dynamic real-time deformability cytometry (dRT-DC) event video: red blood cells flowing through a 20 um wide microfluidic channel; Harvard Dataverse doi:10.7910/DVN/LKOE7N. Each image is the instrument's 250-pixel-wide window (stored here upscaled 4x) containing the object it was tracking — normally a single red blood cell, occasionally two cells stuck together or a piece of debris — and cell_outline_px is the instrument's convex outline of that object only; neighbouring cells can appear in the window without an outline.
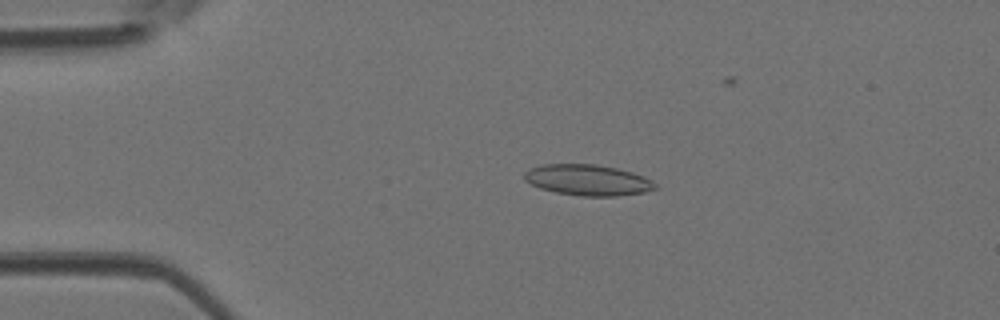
{"species": "Egyptian fruit bat (a non-hibernating species)", "species_latin": "Rousettus aegyptiacus", "temperature_condition": "room temperature", "stored_images_in_passage": 39, "camera_frame_rate_fps": 3000, "um_per_image_px": 0.085, "animal": {"sex": "female"}, "frame": {"image": 1, "passage_image": 9, "time_ms": 2.667, "image_size_px": [1000, 320], "cell_outline_px": [[656, 188], [644, 192], [616, 196], [580, 196], [556, 192], [540, 188], [524, 180], [524, 172], [532, 168], [544, 164], [596, 164], [616, 168], [632, 172], [644, 176], [652, 180], [656, 184]], "centroid_in_image_um": [49.97, 15.3], "position_along_channel_um": 35.0, "area_um2": 23.47}}
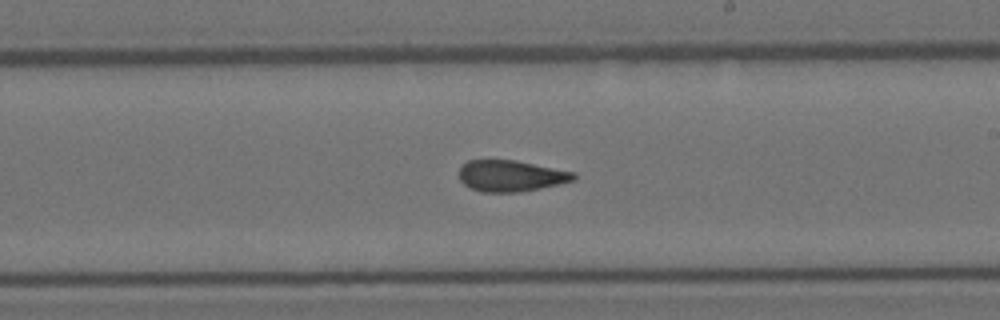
{"frame": {"image": 2, "passage_image": 26, "time_ms": 8.333, "image_size_px": [1000, 320], "cell_outline_px": [[576, 176], [572, 180], [540, 188], [520, 192], [480, 192], [464, 184], [460, 180], [460, 168], [468, 160], [516, 160], [576, 172]], "centroid_in_image_um": [43.42, 14.94], "position_along_channel_um": 245.6, "area_um2": 20.69}}
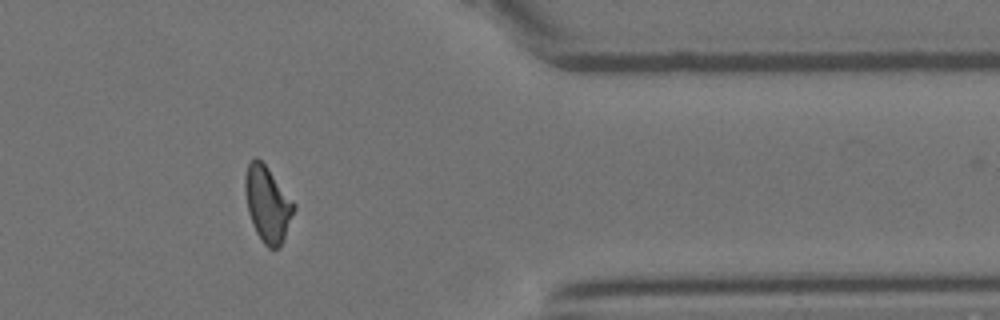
{"frame": {"image": 3, "passage_image": 37, "time_ms": 12.0, "image_size_px": [1000, 320], "cell_outline_px": [[296, 208], [284, 236], [280, 244], [276, 248], [268, 248], [264, 244], [256, 232], [252, 224], [248, 212], [244, 192], [244, 176], [248, 164], [256, 156], [268, 168], [296, 204]], "centroid_in_image_um": [22.72, 17.32], "position_along_channel_um": 388.7, "area_um2": 21.39}}